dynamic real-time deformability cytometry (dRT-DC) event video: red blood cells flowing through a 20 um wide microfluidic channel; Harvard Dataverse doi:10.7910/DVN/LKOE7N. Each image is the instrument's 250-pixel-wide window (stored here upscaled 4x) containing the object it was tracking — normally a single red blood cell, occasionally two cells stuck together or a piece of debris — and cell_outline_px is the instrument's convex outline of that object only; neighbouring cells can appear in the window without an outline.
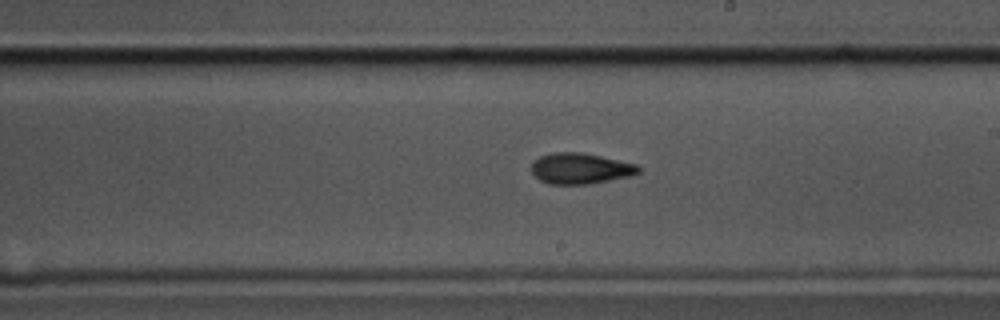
{"species": "common noctule bat (a hibernating species)", "species_latin": "Nyctalus noctula", "temperature_condition": "cold", "stored_images_in_passage": 58, "camera_frame_rate_fps": 3000, "um_per_image_px": 0.085, "animal": {"sex": "male", "body_mass_g": 17.5, "forearm_length_mm": 52.3}, "frame": {"image": 1, "passage_image": 33, "time_ms": 10.667, "image_size_px": [1000, 320], "cell_outline_px": [[640, 172], [632, 176], [588, 184], [548, 184], [540, 180], [532, 172], [532, 160], [540, 156], [552, 152], [584, 152], [636, 164], [640, 168]], "centroid_in_image_um": [49.33, 14.31], "position_along_channel_um": 239.7, "area_um2": 19.36}}
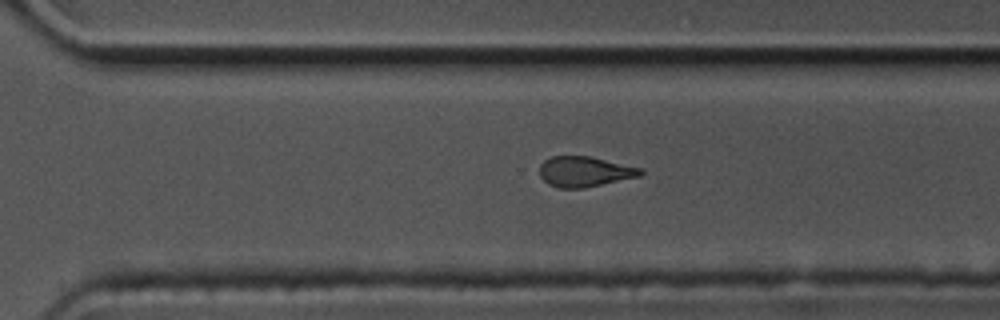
{"frame": {"image": 2, "passage_image": 40, "time_ms": 13.0, "image_size_px": [1000, 320], "cell_outline_px": [[644, 172], [640, 176], [584, 188], [560, 188], [548, 184], [540, 176], [540, 164], [544, 160], [552, 156], [592, 156], [640, 168]], "centroid_in_image_um": [49.68, 14.58], "position_along_channel_um": 320.9, "area_um2": 17.8}}
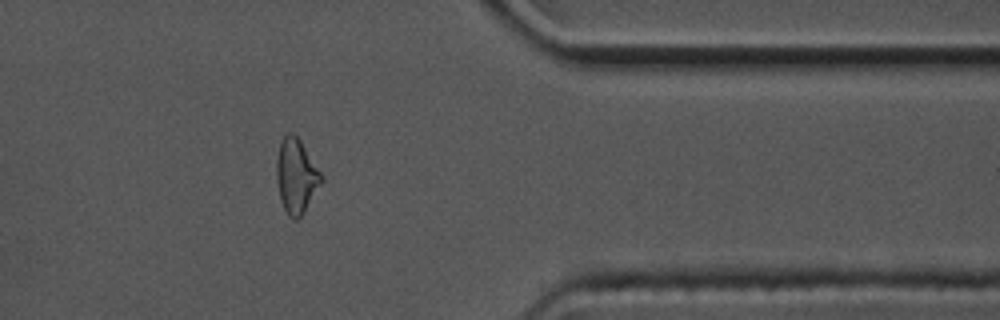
{"frame": {"image": 3, "passage_image": 47, "time_ms": 15.333, "image_size_px": [1000, 320], "cell_outline_px": [[324, 180], [304, 212], [296, 220], [292, 220], [288, 216], [280, 200], [276, 180], [276, 160], [280, 144], [284, 136], [288, 132], [292, 132], [300, 140], [324, 176]], "centroid_in_image_um": [25.18, 14.98], "position_along_channel_um": 386.2, "area_um2": 19.59}, "authors_computed_cell_mechanics": {"area_um2": 19.2474, "velocity_mm_per_s": 3.4884, "shape_relaxation_time_tau1_ms": 4.7621, "shape_relaxation_time_tau2_ms": 4.5473, "deformation_change_tau1": 0.1525, "deformation_change_tau2": 0.1342}}